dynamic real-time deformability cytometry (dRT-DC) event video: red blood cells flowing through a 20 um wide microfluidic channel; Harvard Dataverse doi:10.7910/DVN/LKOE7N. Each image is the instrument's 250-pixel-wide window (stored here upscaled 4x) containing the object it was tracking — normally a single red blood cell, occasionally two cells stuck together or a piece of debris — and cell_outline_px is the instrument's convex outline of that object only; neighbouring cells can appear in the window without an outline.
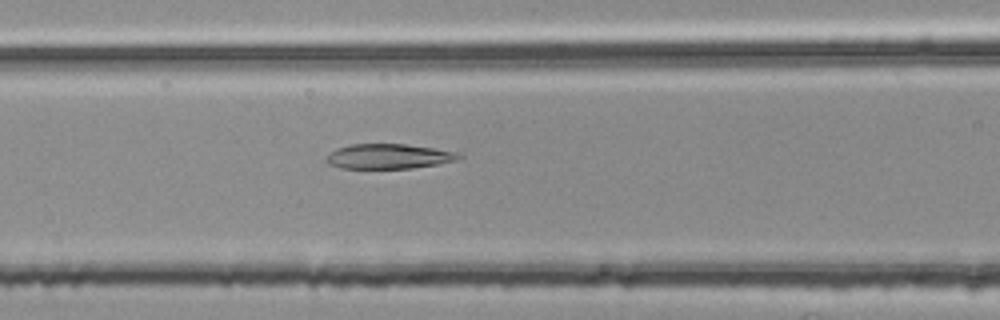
{"species": "common noctule bat (a hibernating species)", "species_latin": "Nyctalus noctula", "temperature_condition": "room temperature", "stored_images_in_passage": 44, "camera_frame_rate_fps": 3000, "um_per_image_px": 0.085, "animal": {"sex": "female", "body_mass_g": 25.1}, "frame": {"image": 1, "passage_image": 13, "time_ms": 4.0, "image_size_px": [1000, 320], "cell_outline_px": [[460, 156], [456, 160], [440, 164], [412, 168], [340, 168], [328, 164], [328, 156], [336, 148], [352, 144], [408, 144], [432, 148], [452, 152]], "centroid_in_image_um": [33.0, 13.29], "position_along_channel_um": 133.6, "area_um2": 18.84}}
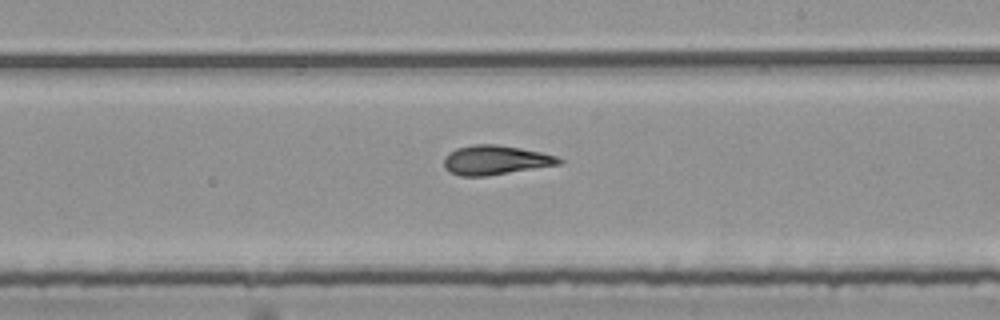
{"frame": {"image": 2, "passage_image": 22, "time_ms": 7.0, "image_size_px": [1000, 320], "cell_outline_px": [[564, 160], [560, 164], [484, 176], [460, 176], [448, 172], [444, 168], [444, 156], [448, 152], [456, 148], [476, 144], [496, 144], [520, 148], [540, 152], [556, 156]], "centroid_in_image_um": [42.05, 13.6], "position_along_channel_um": 246.9, "area_um2": 19.59}}
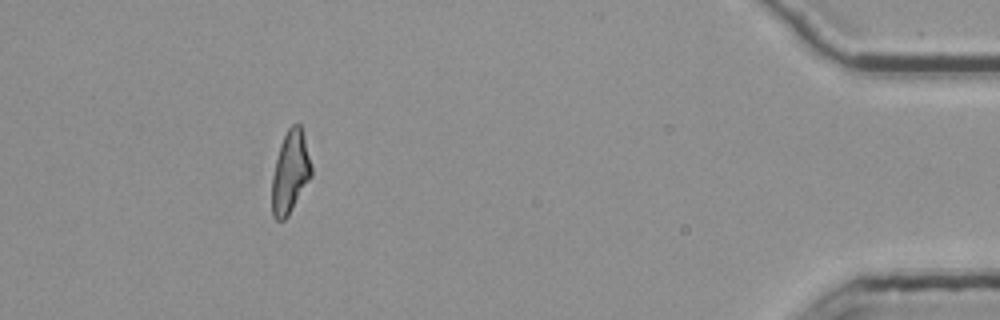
{"frame": {"image": 3, "passage_image": 40, "time_ms": 13.0, "image_size_px": [1000, 320], "cell_outline_px": [[312, 176], [288, 216], [284, 220], [276, 220], [272, 216], [272, 176], [280, 144], [288, 128], [292, 124], [300, 124], [304, 136], [312, 168]], "centroid_in_image_um": [24.67, 14.65], "position_along_channel_um": 410.5, "area_um2": 18.84}, "authors_computed_cell_mechanics": {"area_um2": 19.3919, "velocity_mm_per_s": 3.7867, "shape_relaxation_time_tau1_ms": 10.892, "shape_relaxation_time_tau2_ms": 2.499, "deformation_change_tau1": 0.2753, "deformation_change_tau2": 0.1157}}